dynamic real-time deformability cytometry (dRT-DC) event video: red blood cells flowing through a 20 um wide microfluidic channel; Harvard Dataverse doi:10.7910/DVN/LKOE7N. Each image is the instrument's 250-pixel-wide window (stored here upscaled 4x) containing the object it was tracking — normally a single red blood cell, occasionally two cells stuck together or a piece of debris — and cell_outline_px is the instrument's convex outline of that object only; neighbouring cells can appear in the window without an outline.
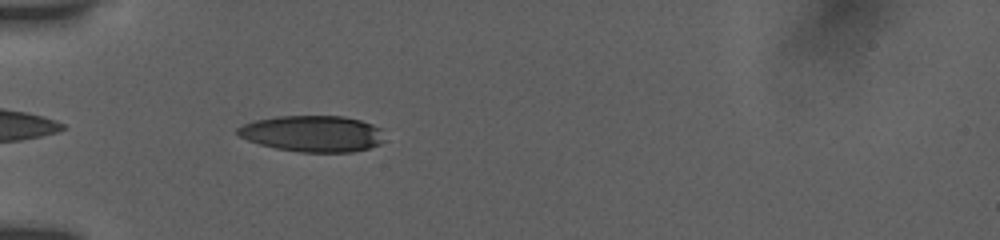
{"species": "human", "species_latin": "Homo sapiens", "temperature_condition": "room temperature", "stored_images_in_passage": 10, "camera_frame_rate_fps": 3000, "um_per_image_px": 0.085, "donor": {"sex": "female"}, "frame": {"image": 1, "passage_image": 7, "time_ms": 2.667, "image_size_px": [1000, 240], "cell_outline_px": [[384, 140], [380, 144], [368, 148], [352, 152], [300, 152], [276, 148], [260, 144], [248, 140], [240, 136], [236, 132], [236, 128], [244, 124], [256, 120], [276, 116], [344, 116], [360, 120], [372, 124], [380, 128]], "centroid_in_image_um": [26.58, 11.36], "position_along_channel_um": 58.4, "area_um2": 30.98}}
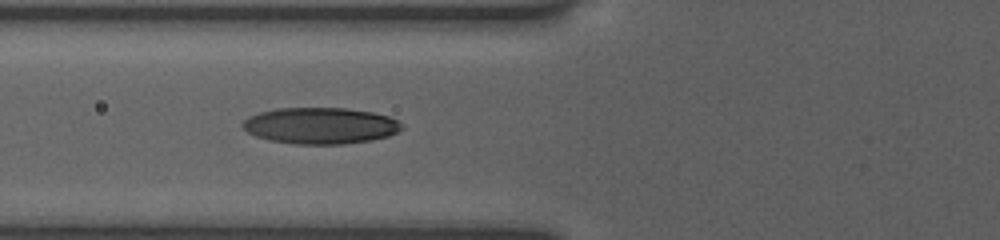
{"frame": {"image": 2, "passage_image": 9, "time_ms": 4.0, "image_size_px": [1000, 240], "cell_outline_px": [[404, 128], [388, 136], [368, 140], [344, 144], [296, 144], [268, 140], [256, 136], [248, 132], [240, 124], [248, 116], [260, 112], [276, 108], [344, 108], [372, 112], [388, 116], [396, 120]], "centroid_in_image_um": [27.19, 10.68], "position_along_channel_um": 98.6, "area_um2": 33.58}}
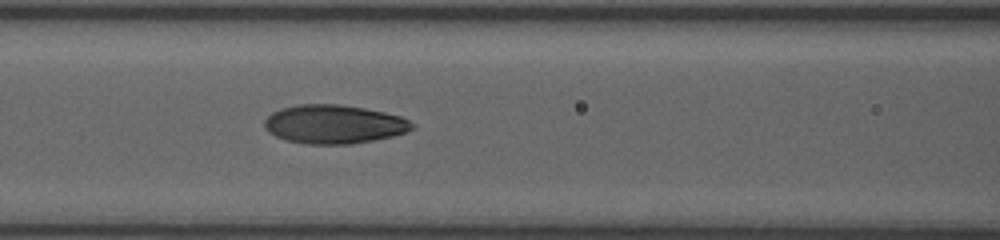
{"frame": {"image": 3, "passage_image": 10, "time_ms": 5.0, "image_size_px": [1000, 240], "cell_outline_px": [[416, 128], [392, 136], [352, 144], [304, 144], [284, 140], [268, 132], [264, 124], [264, 120], [272, 112], [280, 108], [296, 104], [340, 104], [364, 108], [384, 112], [400, 116], [416, 124]], "centroid_in_image_um": [28.37, 10.56], "position_along_channel_um": 138.2, "area_um2": 33.52}}